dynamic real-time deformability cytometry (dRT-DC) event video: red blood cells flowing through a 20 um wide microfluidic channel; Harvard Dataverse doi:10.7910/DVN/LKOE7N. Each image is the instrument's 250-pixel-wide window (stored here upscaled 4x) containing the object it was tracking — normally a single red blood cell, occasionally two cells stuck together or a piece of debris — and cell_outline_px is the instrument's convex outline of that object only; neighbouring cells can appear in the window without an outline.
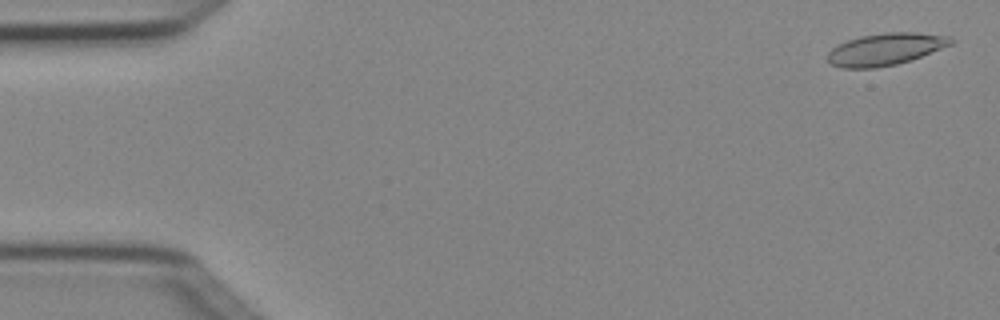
{"species": "Egyptian fruit bat (a non-hibernating species)", "species_latin": "Rousettus aegyptiacus", "temperature_condition": "cold", "stored_images_in_passage": 4, "camera_frame_rate_fps": 3000, "um_per_image_px": 0.085, "animal": {"sex": "female"}, "frame": {"image": 1, "passage_image": 1, "time_ms": 0.0, "image_size_px": [1000, 320], "cell_outline_px": [[956, 40], [952, 44], [912, 60], [896, 64], [876, 68], [840, 68], [832, 64], [828, 60], [828, 52], [832, 48], [848, 40], [860, 36], [888, 32], [916, 32], [952, 36]], "centroid_in_image_um": [75.31, 4.18], "position_along_channel_um": 9.7, "area_um2": 23.12}}
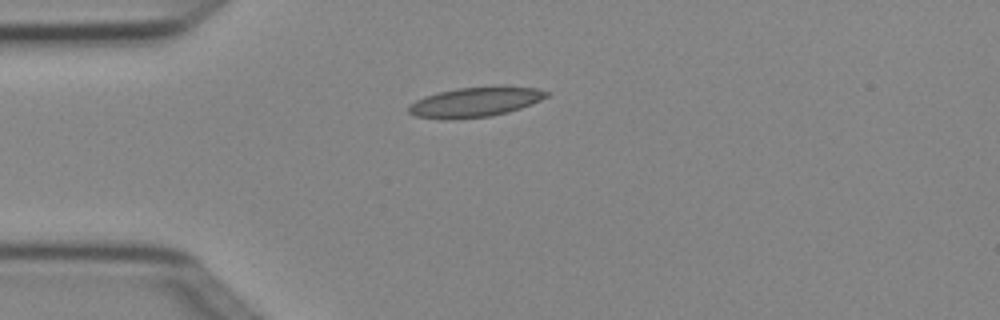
{"frame": {"image": 2, "passage_image": 4, "time_ms": 1.0, "image_size_px": [1000, 320], "cell_outline_px": [[552, 92], [548, 96], [532, 104], [508, 112], [492, 116], [452, 120], [440, 120], [416, 116], [408, 112], [408, 104], [424, 96], [440, 92], [460, 88], [504, 84], [536, 88]], "centroid_in_image_um": [40.42, 8.66], "position_along_channel_um": 44.6, "area_um2": 24.68}}